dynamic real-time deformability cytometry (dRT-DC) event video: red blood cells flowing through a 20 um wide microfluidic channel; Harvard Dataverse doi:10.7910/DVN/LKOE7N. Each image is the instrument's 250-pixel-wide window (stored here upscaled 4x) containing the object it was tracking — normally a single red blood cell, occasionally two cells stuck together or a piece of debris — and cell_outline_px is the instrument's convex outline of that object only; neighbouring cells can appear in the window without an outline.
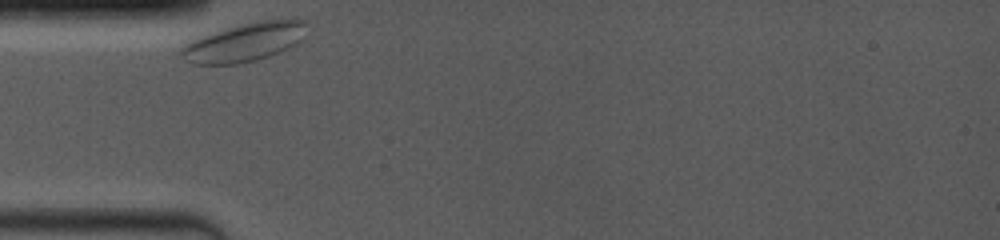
{"species": "common noctule bat (a hibernating species)", "species_latin": "Nyctalus noctula", "temperature_condition": "room temperature", "stored_images_in_passage": 17, "camera_frame_rate_fps": 4000, "um_per_image_px": 0.085, "animal": {"sex": "female", "body_mass_g": 19.0, "forearm_length_mm": 53.3}, "frame": {"image": 1, "passage_image": 1, "time_ms": 0.0, "image_size_px": [1000, 240], "cell_outline_px": [[308, 20], [296, 40], [288, 48], [268, 56], [256, 60], [236, 64], [192, 64], [180, 56], [176, 52], [184, 44], [200, 36], [224, 28], [240, 24], [260, 20]], "centroid_in_image_um": [20.61, 3.6], "position_along_channel_um": 64.4, "area_um2": 27.69}}
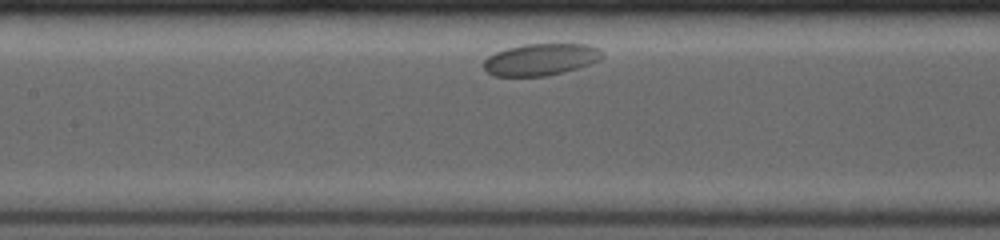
{"frame": {"image": 2, "passage_image": 11, "time_ms": 3.0, "image_size_px": [1000, 240], "cell_outline_px": [[604, 56], [600, 60], [564, 72], [548, 76], [492, 76], [484, 68], [484, 60], [488, 56], [496, 52], [508, 48], [524, 44], [588, 44], [600, 48]], "centroid_in_image_um": [45.98, 5.05], "position_along_channel_um": 161.4, "area_um2": 22.02}}
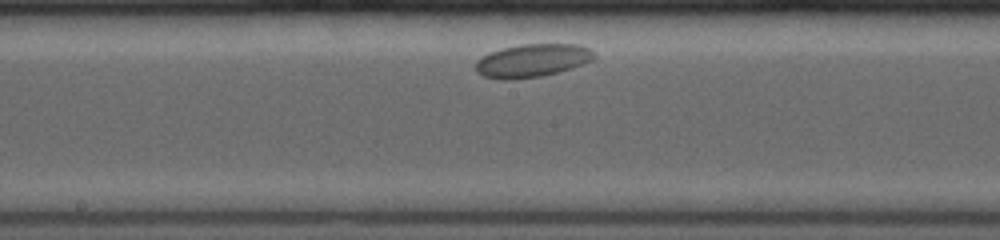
{"frame": {"image": 3, "passage_image": 15, "time_ms": 4.25, "image_size_px": [1000, 240], "cell_outline_px": [[596, 56], [592, 60], [556, 72], [540, 76], [508, 80], [504, 80], [484, 76], [476, 72], [476, 60], [488, 52], [520, 44], [576, 44], [588, 48]], "centroid_in_image_um": [45.18, 5.14], "position_along_channel_um": 203.0, "area_um2": 22.54}}